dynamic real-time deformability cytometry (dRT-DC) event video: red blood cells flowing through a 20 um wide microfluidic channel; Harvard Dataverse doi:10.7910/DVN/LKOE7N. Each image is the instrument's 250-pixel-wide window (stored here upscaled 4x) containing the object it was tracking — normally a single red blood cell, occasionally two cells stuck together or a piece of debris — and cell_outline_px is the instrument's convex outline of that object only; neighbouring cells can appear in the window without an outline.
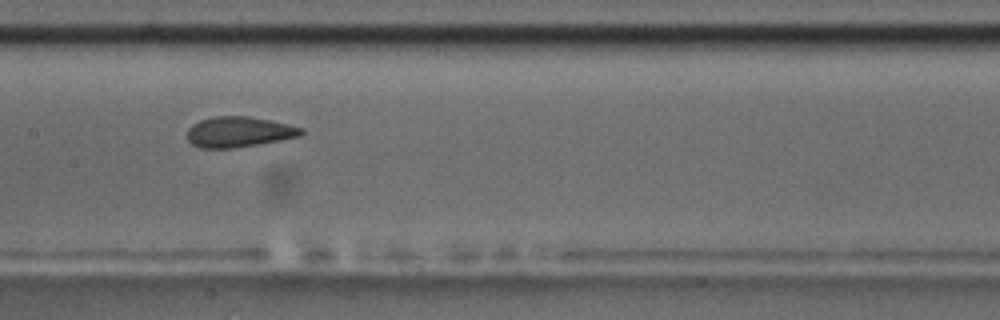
{"species": "common noctule bat (a hibernating species)", "species_latin": "Nyctalus noctula", "temperature_condition": "room temperature", "stored_images_in_passage": 9, "camera_frame_rate_fps": 3000, "um_per_image_px": 0.085, "animal": {"sex": "male", "body_mass_g": 17.5, "forearm_length_mm": 52.3}, "frame": {"image": 1, "passage_image": 8, "time_ms": 9.0, "image_size_px": [1000, 320], "cell_outline_px": [[304, 132], [300, 136], [260, 144], [232, 148], [200, 148], [192, 144], [188, 140], [188, 128], [192, 124], [200, 120], [212, 116], [248, 116], [288, 124], [304, 128]], "centroid_in_image_um": [20.3, 11.21], "position_along_channel_um": 187.1, "area_um2": 20.29}}